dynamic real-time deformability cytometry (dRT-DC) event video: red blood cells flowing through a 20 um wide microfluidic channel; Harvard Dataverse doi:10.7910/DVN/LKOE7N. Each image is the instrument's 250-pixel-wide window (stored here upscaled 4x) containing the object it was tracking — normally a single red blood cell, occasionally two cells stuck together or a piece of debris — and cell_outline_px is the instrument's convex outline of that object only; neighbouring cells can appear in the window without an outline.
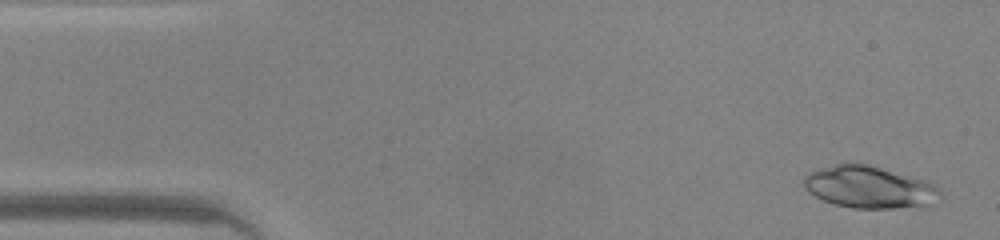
{"species": "common noctule bat (a hibernating species)", "species_latin": "Nyctalus noctula", "temperature_condition": "warm", "stored_images_in_passage": 46, "camera_frame_rate_fps": 3000, "um_per_image_px": 0.085, "animal": {"sex": "male", "body_mass_g": 20.0, "forearm_length_mm": 53.3}, "frame": {"image": 1, "passage_image": 2, "time_ms": 0.333, "image_size_px": [1000, 240], "cell_outline_px": [[940, 192], [924, 208], [852, 208], [836, 204], [824, 200], [808, 192], [804, 184], [804, 176], [812, 172], [836, 164], [868, 164], [924, 180], [932, 184]], "centroid_in_image_um": [73.88, 15.93], "position_along_channel_um": 11.1, "area_um2": 32.66}}